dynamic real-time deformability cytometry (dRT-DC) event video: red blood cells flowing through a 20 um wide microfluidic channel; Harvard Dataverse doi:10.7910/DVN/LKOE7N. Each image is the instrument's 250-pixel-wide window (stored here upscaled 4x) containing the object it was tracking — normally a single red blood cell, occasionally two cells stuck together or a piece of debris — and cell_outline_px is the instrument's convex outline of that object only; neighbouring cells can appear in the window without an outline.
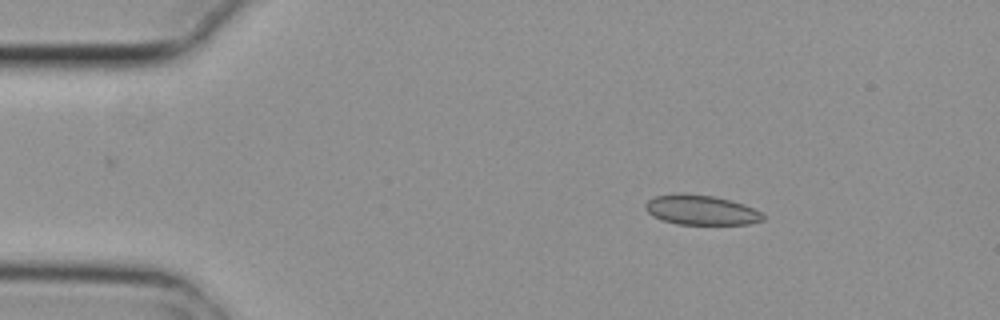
{"species": "common noctule bat (a hibernating species)", "species_latin": "Nyctalus noctula", "temperature_condition": "cold", "stored_images_in_passage": 3, "camera_frame_rate_fps": 3000, "um_per_image_px": 0.085, "animal": {"sex": "female", "body_mass_g": 29.2, "forearm_length_mm": 56.3}, "frame": {"image": 1, "passage_image": 1, "time_ms": 0.0, "image_size_px": [1000, 320], "cell_outline_px": [[764, 220], [748, 224], [676, 224], [652, 216], [644, 208], [644, 204], [648, 200], [656, 196], [716, 196], [744, 204], [760, 212], [764, 216]], "centroid_in_image_um": [59.63, 17.89], "position_along_channel_um": 25.4, "area_um2": 19.65}}